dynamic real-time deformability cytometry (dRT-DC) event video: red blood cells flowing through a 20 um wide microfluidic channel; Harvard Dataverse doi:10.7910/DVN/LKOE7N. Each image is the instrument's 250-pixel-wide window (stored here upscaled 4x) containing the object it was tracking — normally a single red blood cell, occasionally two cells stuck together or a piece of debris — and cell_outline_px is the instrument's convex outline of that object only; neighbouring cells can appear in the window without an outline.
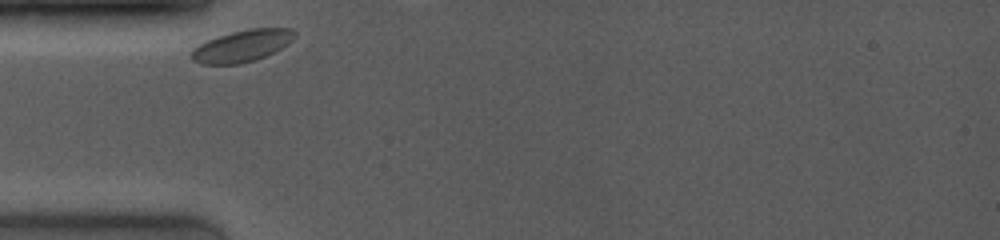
{"species": "common noctule bat (a hibernating species)", "species_latin": "Nyctalus noctula", "temperature_condition": "room temperature", "stored_images_in_passage": 3, "camera_frame_rate_fps": 4000, "um_per_image_px": 0.085, "animal": {"sex": "female", "body_mass_g": 19.0, "forearm_length_mm": 53.3}, "frame": {"image": 1, "passage_image": 1, "time_ms": 0.0, "image_size_px": [1000, 240], "cell_outline_px": [[296, 36], [292, 40], [280, 48], [264, 56], [240, 64], [204, 64], [192, 60], [188, 56], [192, 48], [216, 36], [248, 28], [292, 28], [296, 32]], "centroid_in_image_um": [20.53, 3.89], "position_along_channel_um": 64.5, "area_um2": 19.07}}